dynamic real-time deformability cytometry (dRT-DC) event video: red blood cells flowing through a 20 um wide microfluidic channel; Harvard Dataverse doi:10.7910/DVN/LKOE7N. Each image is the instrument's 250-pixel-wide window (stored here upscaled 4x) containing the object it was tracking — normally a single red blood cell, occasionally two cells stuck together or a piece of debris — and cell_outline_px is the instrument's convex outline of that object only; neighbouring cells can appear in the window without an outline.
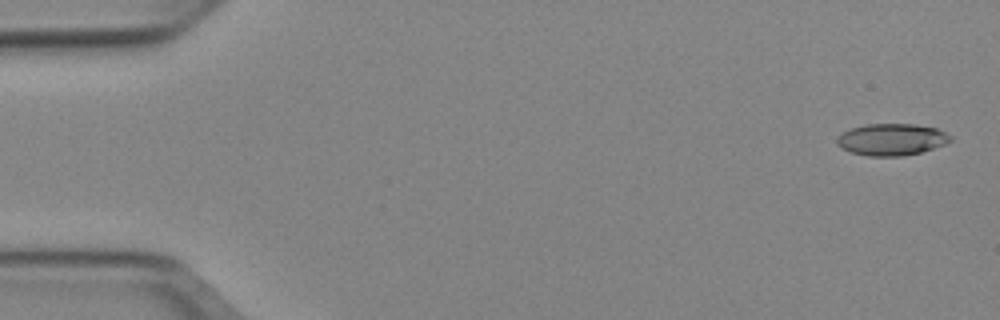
{"species": "Egyptian fruit bat (a non-hibernating species)", "species_latin": "Rousettus aegyptiacus", "temperature_condition": "cold", "stored_images_in_passage": 51, "camera_frame_rate_fps": 3000, "um_per_image_px": 0.085, "animal": {"sex": "female"}, "frame": {"image": 1, "passage_image": 2, "time_ms": 0.333, "image_size_px": [1000, 320], "cell_outline_px": [[952, 140], [944, 144], [920, 152], [904, 156], [868, 156], [852, 152], [840, 148], [836, 144], [836, 136], [852, 128], [864, 124], [916, 124], [936, 128], [952, 136]], "centroid_in_image_um": [75.76, 11.85], "position_along_channel_um": 9.2, "area_um2": 21.04}}
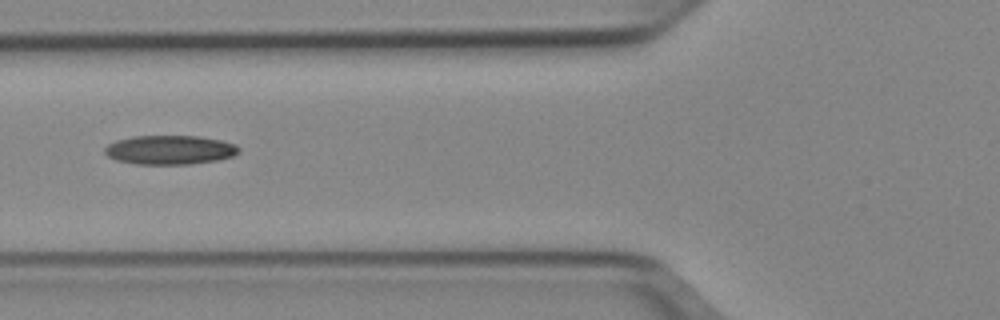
{"frame": {"image": 2, "passage_image": 20, "time_ms": 6.333, "image_size_px": [1000, 320], "cell_outline_px": [[240, 152], [232, 156], [216, 160], [192, 164], [136, 164], [116, 160], [108, 156], [104, 152], [104, 148], [108, 144], [116, 140], [132, 136], [196, 136], [220, 140], [236, 144], [240, 148]], "centroid_in_image_um": [14.42, 12.74], "position_along_channel_um": 111.4, "area_um2": 22.77}}
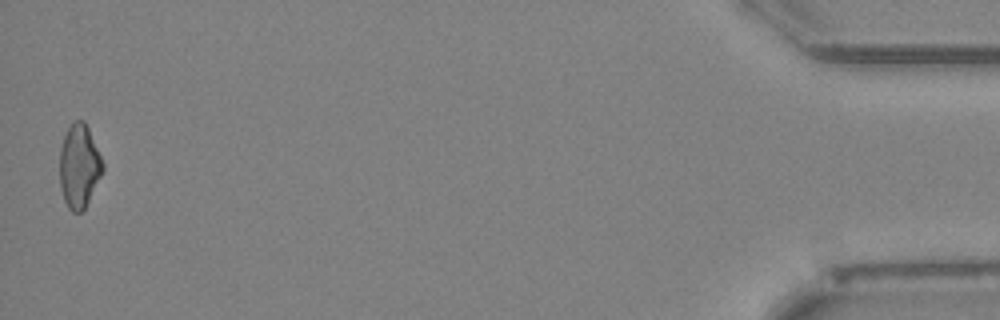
{"frame": {"image": 3, "passage_image": 51, "time_ms": 16.667, "image_size_px": [1000, 320], "cell_outline_px": [[104, 168], [84, 208], [80, 212], [72, 212], [68, 208], [64, 200], [60, 188], [60, 148], [64, 136], [72, 120], [84, 120], [88, 128], [104, 164]], "centroid_in_image_um": [6.71, 14.1], "position_along_channel_um": 428.5, "area_um2": 20.69}, "authors_computed_cell_mechanics": {"area_um2": 21.6172, "velocity_mm_per_s": 3.9638, "shape_relaxation_time_tau1_ms": null, "shape_relaxation_time_tau2_ms": 10.7218, "deformation_change_tau1": null, "deformation_change_tau2": 0.2273}}